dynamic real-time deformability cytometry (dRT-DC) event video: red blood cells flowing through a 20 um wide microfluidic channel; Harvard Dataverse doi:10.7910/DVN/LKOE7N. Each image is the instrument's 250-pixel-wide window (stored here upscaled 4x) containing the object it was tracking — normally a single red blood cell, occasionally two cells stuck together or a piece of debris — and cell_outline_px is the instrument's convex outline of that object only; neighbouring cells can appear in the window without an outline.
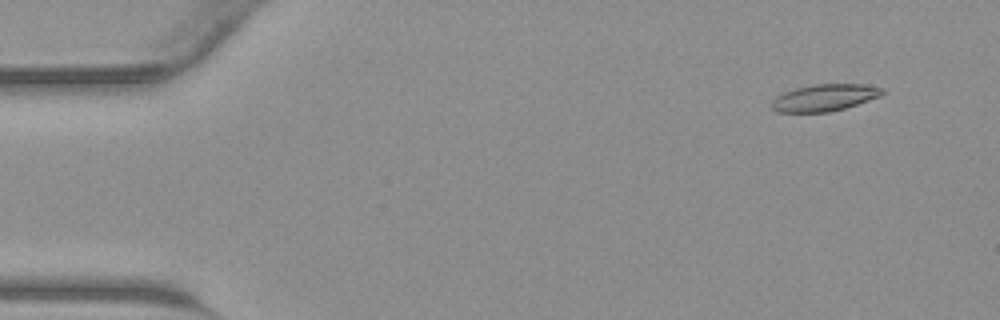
{"species": "common noctule bat (a hibernating species)", "species_latin": "Nyctalus noctula", "temperature_condition": "warm", "stored_images_in_passage": 44, "camera_frame_rate_fps": 3000, "um_per_image_px": 0.085, "animal": {"sex": "male", "body_mass_g": 23.1, "forearm_length_mm": 52.7}, "frame": {"image": 1, "passage_image": 4, "time_ms": 1.0, "image_size_px": [1000, 320], "cell_outline_px": [[884, 92], [880, 96], [844, 108], [828, 112], [780, 112], [772, 108], [772, 100], [776, 96], [784, 92], [796, 88], [816, 84], [860, 84], [884, 88]], "centroid_in_image_um": [70.07, 8.29], "position_along_channel_um": 14.9, "area_um2": 17.05}}
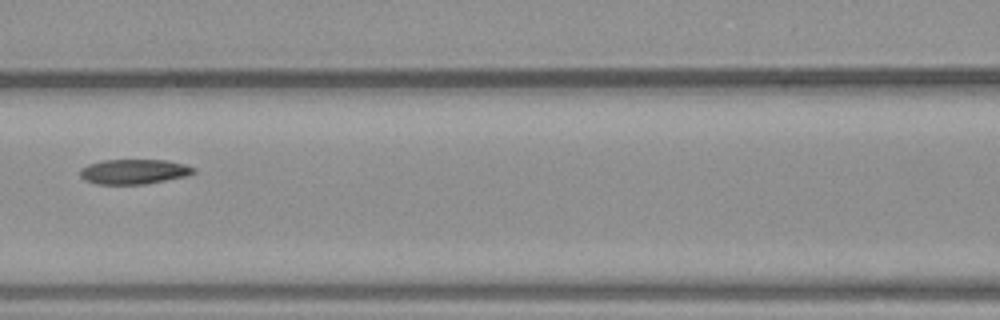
{"frame": {"image": 2, "passage_image": 20, "time_ms": 6.333, "image_size_px": [1000, 320], "cell_outline_px": [[196, 172], [188, 176], [144, 184], [96, 184], [84, 180], [80, 176], [80, 168], [88, 164], [104, 160], [168, 160], [184, 164], [196, 168]], "centroid_in_image_um": [11.39, 14.59], "position_along_channel_um": 155.2, "area_um2": 16.59}}
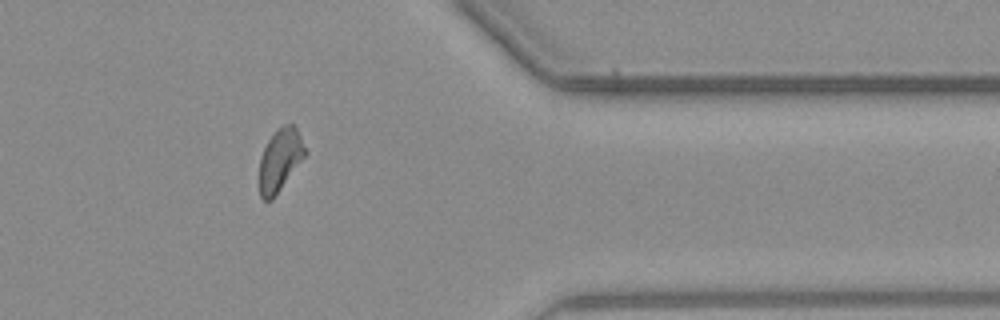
{"frame": {"image": 3, "passage_image": 36, "time_ms": 11.667, "image_size_px": [1000, 320], "cell_outline_px": [[308, 152], [272, 200], [264, 200], [260, 196], [260, 156], [268, 140], [284, 124], [292, 124], [296, 128]], "centroid_in_image_um": [23.81, 13.6], "position_along_channel_um": 387.6, "area_um2": 16.3}}